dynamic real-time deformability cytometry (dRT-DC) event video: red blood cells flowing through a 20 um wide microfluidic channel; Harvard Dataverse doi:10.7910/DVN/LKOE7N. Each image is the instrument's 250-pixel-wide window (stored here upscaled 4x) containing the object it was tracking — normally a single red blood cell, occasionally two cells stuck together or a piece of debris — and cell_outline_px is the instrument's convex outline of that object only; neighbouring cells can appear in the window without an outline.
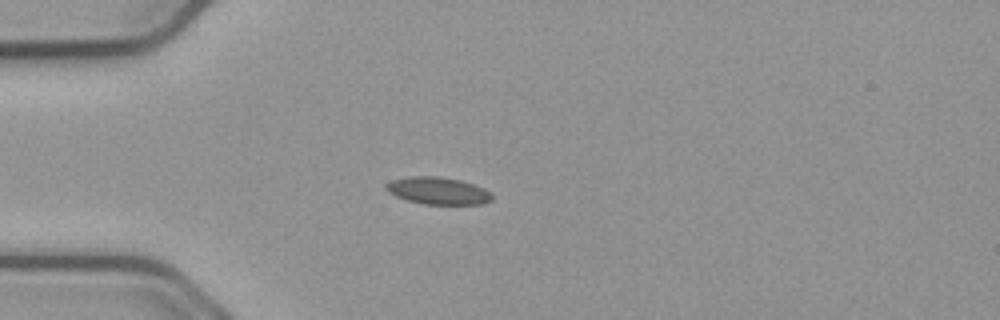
{"species": "common noctule bat (a hibernating species)", "species_latin": "Nyctalus noctula", "temperature_condition": "cold", "stored_images_in_passage": 42, "camera_frame_rate_fps": 3000, "um_per_image_px": 0.085, "animal": {"sex": "male", "body_mass_g": 23.1, "forearm_length_mm": 52.7}, "frame": {"image": 1, "passage_image": 1, "time_ms": 0.0, "image_size_px": [1000, 320], "cell_outline_px": [[492, 200], [484, 204], [424, 204], [408, 200], [396, 196], [388, 192], [384, 188], [384, 184], [392, 180], [412, 176], [436, 176], [460, 180], [472, 184], [488, 192], [492, 196]], "centroid_in_image_um": [37.17, 16.22], "position_along_channel_um": 47.8, "area_um2": 16.59}}
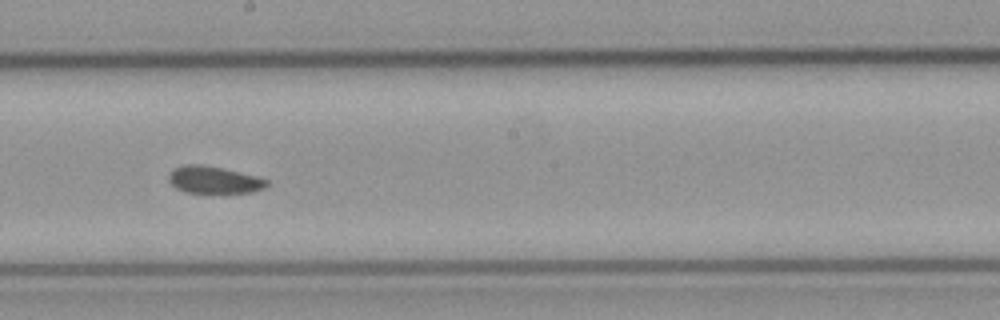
{"frame": {"image": 2, "passage_image": 17, "time_ms": 5.333, "image_size_px": [1000, 320], "cell_outline_px": [[268, 184], [264, 188], [252, 192], [184, 192], [176, 188], [168, 180], [168, 172], [184, 164], [200, 164], [224, 168], [256, 176], [268, 180]], "centroid_in_image_um": [18.16, 15.27], "position_along_channel_um": 230.0, "area_um2": 15.43}}
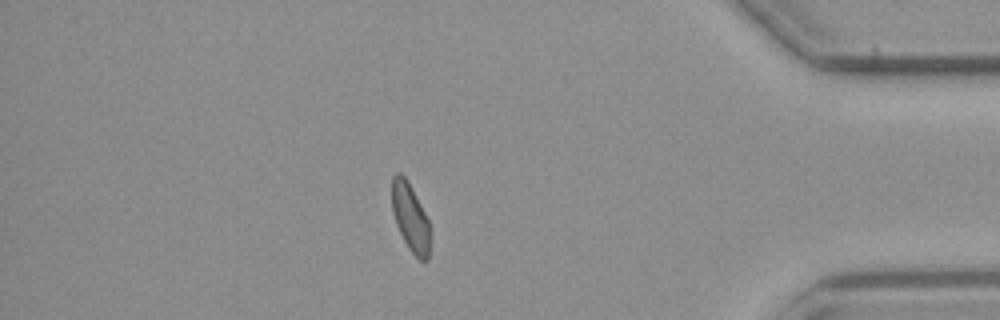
{"frame": {"image": 3, "passage_image": 34, "time_ms": 11.0, "image_size_px": [1000, 320], "cell_outline_px": [[432, 228], [428, 260], [420, 260], [408, 248], [396, 224], [392, 212], [392, 176], [396, 172], [400, 172], [408, 180]], "centroid_in_image_um": [34.9, 18.48], "position_along_channel_um": 400.3, "area_um2": 15.32}, "authors_computed_cell_mechanics": {"area_um2": 16.0684, "velocity_mm_per_s": 3.6959, "shape_relaxation_time_tau1_ms": null, "shape_relaxation_time_tau2_ms": 4.9139, "deformation_change_tau1": null, "deformation_change_tau2": 0.0909}}